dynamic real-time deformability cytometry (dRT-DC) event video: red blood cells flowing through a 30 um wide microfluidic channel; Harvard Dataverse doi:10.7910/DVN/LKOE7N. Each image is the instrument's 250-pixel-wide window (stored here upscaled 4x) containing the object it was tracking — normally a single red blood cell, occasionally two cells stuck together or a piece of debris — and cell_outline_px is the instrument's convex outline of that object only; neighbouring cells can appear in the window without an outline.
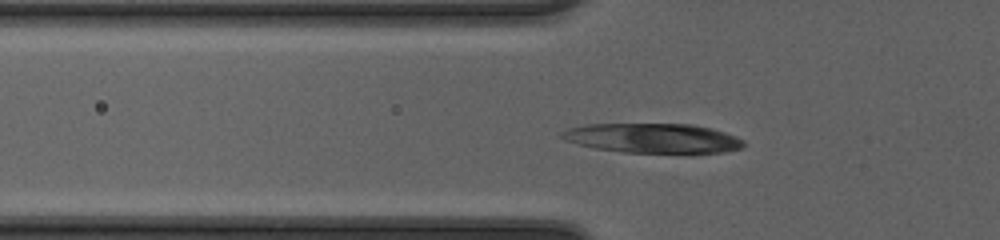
{"species": "common noctule bat (a hibernating species)", "species_latin": "Nyctalus noctula", "temperature_condition": "cold", "stored_images_in_passage": 20, "camera_frame_rate_fps": 3000, "um_per_image_px": 0.085, "animal": {"sex": "female", "body_mass_g": 20.0, "forearm_length_mm": 54.0}, "frame": {"image": 1, "passage_image": 12, "time_ms": 3.667, "image_size_px": [1000, 240], "cell_outline_px": [[744, 148], [724, 152], [624, 152], [596, 148], [564, 140], [560, 136], [560, 132], [568, 128], [588, 124], [692, 124], [724, 132], [736, 136], [744, 140]], "centroid_in_image_um": [55.49, 11.73], "position_along_channel_um": 70.3, "area_um2": 31.04}}